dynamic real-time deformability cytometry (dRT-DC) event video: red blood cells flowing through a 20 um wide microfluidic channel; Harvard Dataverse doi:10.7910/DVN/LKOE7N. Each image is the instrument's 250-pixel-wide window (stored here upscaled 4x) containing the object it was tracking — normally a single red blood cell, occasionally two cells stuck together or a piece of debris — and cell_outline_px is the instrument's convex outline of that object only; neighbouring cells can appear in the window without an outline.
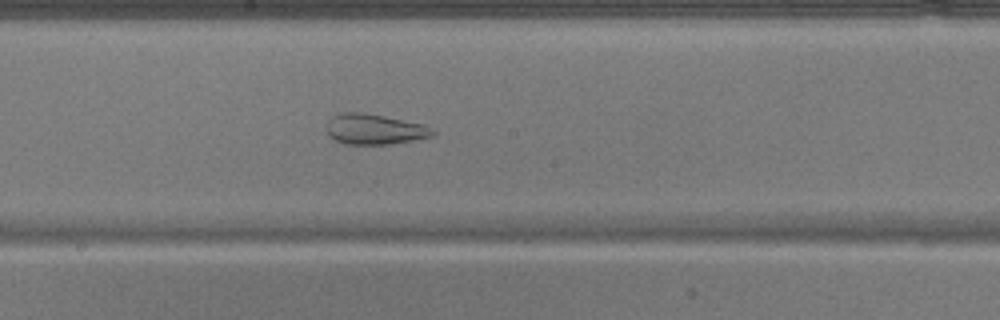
{"species": "common noctule bat (a hibernating species)", "species_latin": "Nyctalus noctula", "temperature_condition": "warm", "stored_images_in_passage": 47, "camera_frame_rate_fps": 3000, "um_per_image_px": 0.085, "animal": {"sex": "male", "body_mass_g": 17.9}, "frame": {"image": 1, "passage_image": 24, "time_ms": 7.667, "image_size_px": [1000, 320], "cell_outline_px": [[436, 132], [432, 136], [392, 144], [344, 144], [328, 136], [328, 120], [332, 116], [344, 112], [360, 112], [384, 116], [424, 124]], "centroid_in_image_um": [31.82, 10.98], "position_along_channel_um": 216.4, "area_um2": 18.67}}
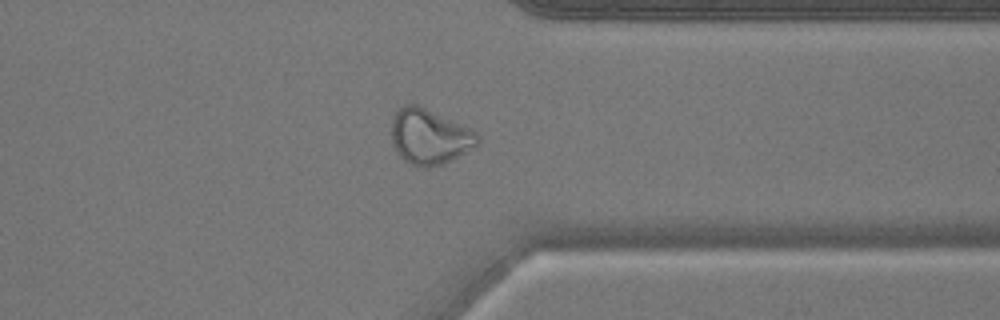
{"frame": {"image": 2, "passage_image": 36, "time_ms": 11.667, "image_size_px": [1000, 320], "cell_outline_px": [[480, 144], [440, 164], [428, 168], [420, 168], [404, 160], [396, 152], [392, 144], [392, 116], [396, 108], [404, 104], [416, 104], [468, 128], [476, 132], [480, 136]], "centroid_in_image_um": [36.45, 11.61], "position_along_channel_um": 374.9, "area_um2": 27.51}}
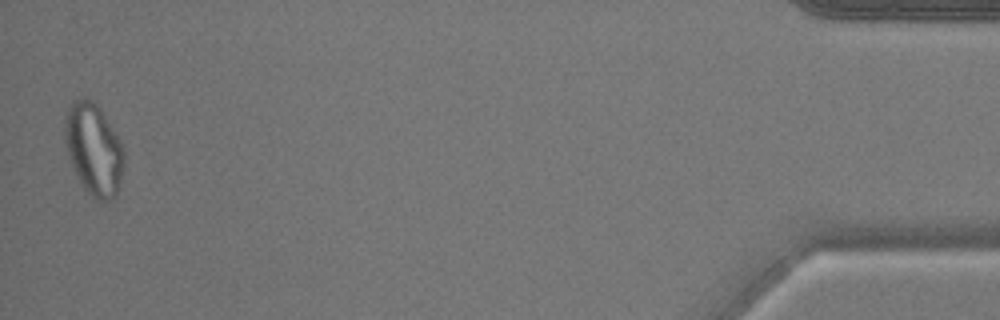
{"frame": {"image": 3, "passage_image": 46, "time_ms": 15.0, "image_size_px": [1000, 320], "cell_outline_px": [[124, 164], [116, 196], [112, 200], [96, 200], [84, 188], [76, 176], [68, 156], [64, 140], [64, 116], [72, 100], [84, 96], [92, 100], [100, 108], [116, 132], [124, 148]], "centroid_in_image_um": [7.95, 12.65], "position_along_channel_um": 427.3, "area_um2": 32.08}}